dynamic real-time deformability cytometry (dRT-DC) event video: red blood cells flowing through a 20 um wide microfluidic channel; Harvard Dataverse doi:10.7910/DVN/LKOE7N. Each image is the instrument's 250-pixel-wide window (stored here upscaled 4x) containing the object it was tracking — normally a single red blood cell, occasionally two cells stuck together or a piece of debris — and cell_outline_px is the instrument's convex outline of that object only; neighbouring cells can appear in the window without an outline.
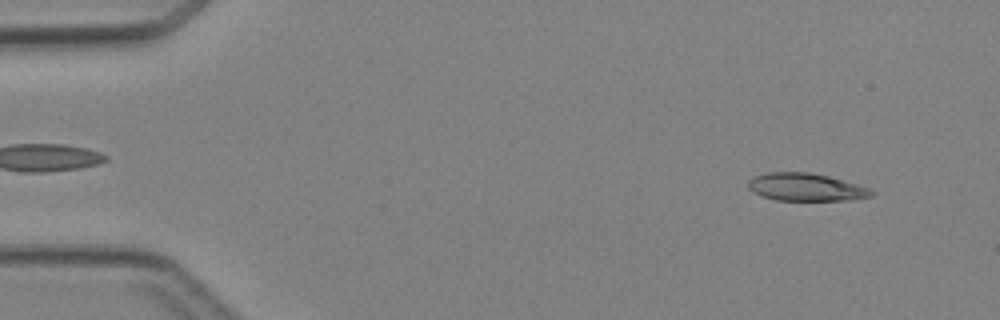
{"species": "Egyptian fruit bat (a non-hibernating species)", "species_latin": "Rousettus aegyptiacus", "temperature_condition": "cold", "stored_images_in_passage": 5, "camera_frame_rate_fps": 3000, "um_per_image_px": 0.085, "animal": {"sex": "female"}, "frame": {"image": 1, "passage_image": 1, "time_ms": 0.0, "image_size_px": [1000, 320], "cell_outline_px": [[876, 192], [872, 196], [852, 200], [776, 200], [760, 196], [752, 192], [748, 188], [748, 180], [756, 176], [768, 172], [808, 172], [828, 176], [844, 180], [868, 188]], "centroid_in_image_um": [68.49, 15.91], "position_along_channel_um": 16.5, "area_um2": 19.94}}
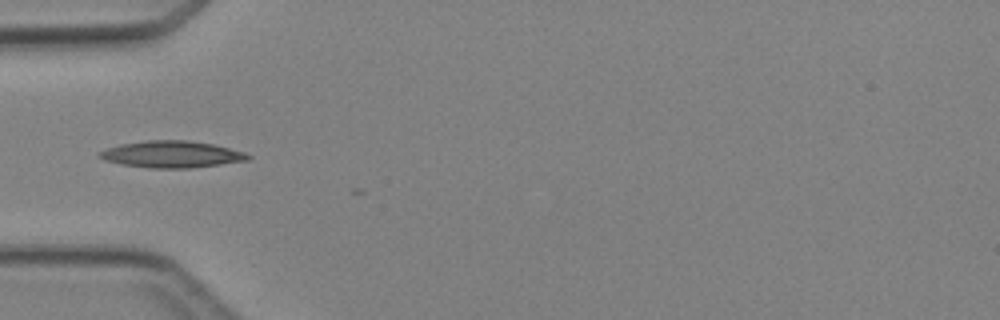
{"frame": {"image": 2, "passage_image": 4, "time_ms": 3.667, "image_size_px": [1000, 320], "cell_outline_px": [[252, 156], [248, 160], [192, 168], [148, 168], [120, 164], [104, 160], [96, 156], [96, 152], [120, 144], [148, 140], [188, 140], [212, 144], [244, 152]], "centroid_in_image_um": [14.53, 13.12], "position_along_channel_um": 70.5, "area_um2": 23.18}}
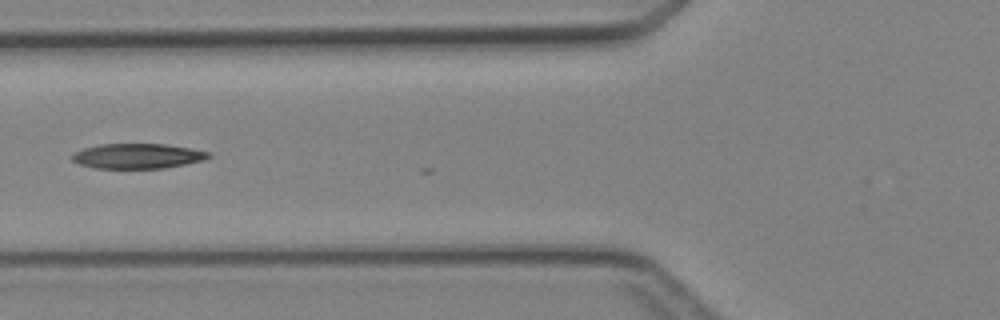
{"frame": {"image": 3, "passage_image": 5, "time_ms": 4.667, "image_size_px": [1000, 320], "cell_outline_px": [[212, 156], [204, 160], [164, 168], [96, 168], [80, 164], [72, 160], [72, 152], [84, 148], [100, 144], [164, 144], [192, 148], [212, 152]], "centroid_in_image_um": [11.72, 13.25], "position_along_channel_um": 114.1, "area_um2": 19.94}}